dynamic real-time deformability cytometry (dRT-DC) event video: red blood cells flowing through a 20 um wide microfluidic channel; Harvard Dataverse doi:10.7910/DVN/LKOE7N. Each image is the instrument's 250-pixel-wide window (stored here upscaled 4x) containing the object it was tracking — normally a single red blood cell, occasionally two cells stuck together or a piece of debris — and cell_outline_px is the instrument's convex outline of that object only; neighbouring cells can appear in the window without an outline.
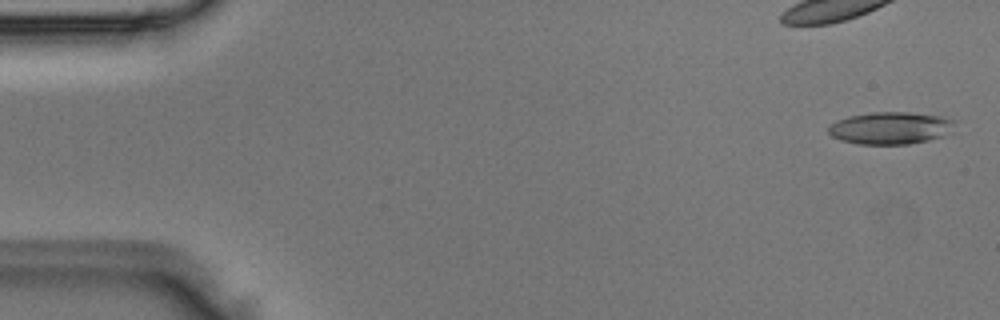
{"species": "Egyptian fruit bat (a non-hibernating species)", "species_latin": "Rousettus aegyptiacus", "temperature_condition": "room temperature", "stored_images_in_passage": 4, "camera_frame_rate_fps": 3000, "um_per_image_px": 0.085, "animal": {"sex": "male"}, "frame": {"image": 1, "passage_image": 1, "time_ms": 0.0, "image_size_px": [1000, 320], "cell_outline_px": [[956, 120], [952, 132], [944, 136], [928, 140], [908, 144], [856, 144], [840, 140], [832, 136], [828, 132], [828, 128], [836, 120], [848, 116], [872, 112], [912, 112], [940, 116]], "centroid_in_image_um": [75.71, 10.88], "position_along_channel_um": 9.3, "area_um2": 23.99}}
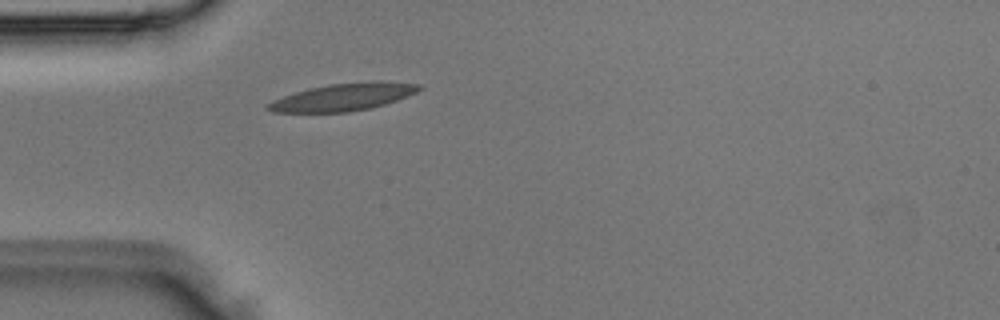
{"frame": {"image": 2, "passage_image": 4, "time_ms": 1.0, "image_size_px": [1000, 320], "cell_outline_px": [[424, 88], [408, 96], [372, 108], [348, 112], [276, 112], [264, 108], [272, 100], [308, 88], [328, 84], [372, 80], [380, 80], [420, 84]], "centroid_in_image_um": [29.23, 8.23], "position_along_channel_um": 55.8, "area_um2": 24.28}}